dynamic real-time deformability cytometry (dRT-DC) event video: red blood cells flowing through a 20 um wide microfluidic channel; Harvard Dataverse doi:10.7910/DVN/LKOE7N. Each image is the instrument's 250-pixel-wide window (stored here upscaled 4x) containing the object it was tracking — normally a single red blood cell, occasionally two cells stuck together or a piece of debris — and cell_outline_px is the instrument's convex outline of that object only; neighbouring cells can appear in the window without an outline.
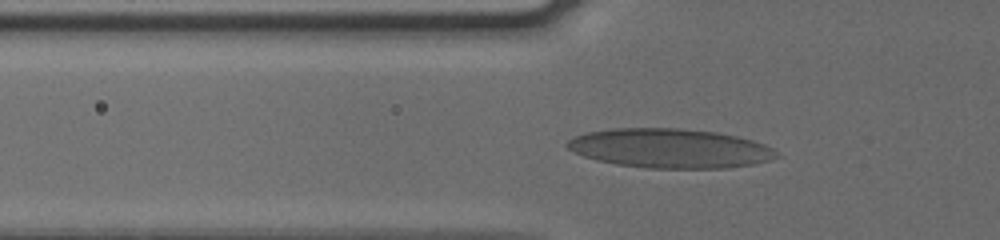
{"species": "human", "species_latin": "Homo sapiens", "temperature_condition": "cold", "stored_images_in_passage": 35, "camera_frame_rate_fps": 3000, "um_per_image_px": 0.085, "donor": {"sex": "male"}, "frame": {"image": 1, "passage_image": 7, "time_ms": 2.0, "image_size_px": [1000, 240], "cell_outline_px": [[780, 156], [756, 164], [724, 168], [648, 168], [616, 164], [596, 160], [584, 156], [568, 148], [564, 144], [568, 140], [576, 136], [588, 132], [612, 128], [680, 128], [716, 132], [736, 136], [752, 140], [764, 144], [780, 152]], "centroid_in_image_um": [56.97, 12.61], "position_along_channel_um": 68.8, "area_um2": 47.97}}
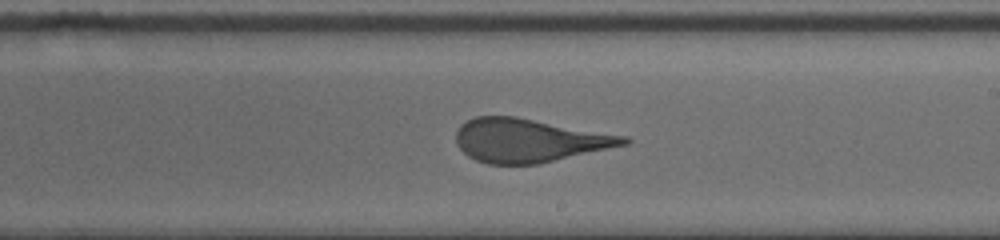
{"frame": {"image": 2, "passage_image": 21, "time_ms": 6.667, "image_size_px": [1000, 240], "cell_outline_px": [[632, 140], [628, 144], [540, 164], [488, 164], [476, 160], [468, 156], [460, 148], [456, 140], [456, 132], [460, 124], [476, 116], [516, 116], [628, 136]], "centroid_in_image_um": [44.99, 11.93], "position_along_channel_um": 244.0, "area_um2": 42.71}}
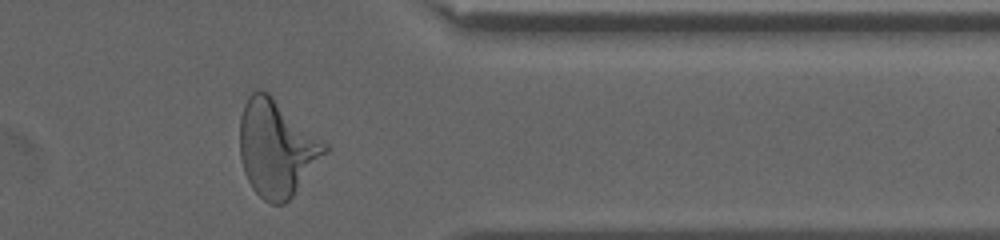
{"frame": {"image": 3, "passage_image": 33, "time_ms": 10.667, "image_size_px": [1000, 240], "cell_outline_px": [[328, 152], [292, 196], [284, 204], [272, 204], [264, 200], [252, 188], [244, 172], [240, 156], [240, 116], [244, 104], [248, 96], [256, 88], [260, 88], [268, 92], [328, 144]], "centroid_in_image_um": [23.5, 12.57], "position_along_channel_um": 387.9, "area_um2": 47.86}, "authors_computed_cell_mechanics": {"area_um2": 43.5812, "velocity_mm_per_s": 3.8004, "shape_relaxation_time_tau1_ms": 9.2194, "shape_relaxation_time_tau2_ms": 0.8555, "deformation_change_tau1": 0.2989, "deformation_change_tau2": 0.0966}}